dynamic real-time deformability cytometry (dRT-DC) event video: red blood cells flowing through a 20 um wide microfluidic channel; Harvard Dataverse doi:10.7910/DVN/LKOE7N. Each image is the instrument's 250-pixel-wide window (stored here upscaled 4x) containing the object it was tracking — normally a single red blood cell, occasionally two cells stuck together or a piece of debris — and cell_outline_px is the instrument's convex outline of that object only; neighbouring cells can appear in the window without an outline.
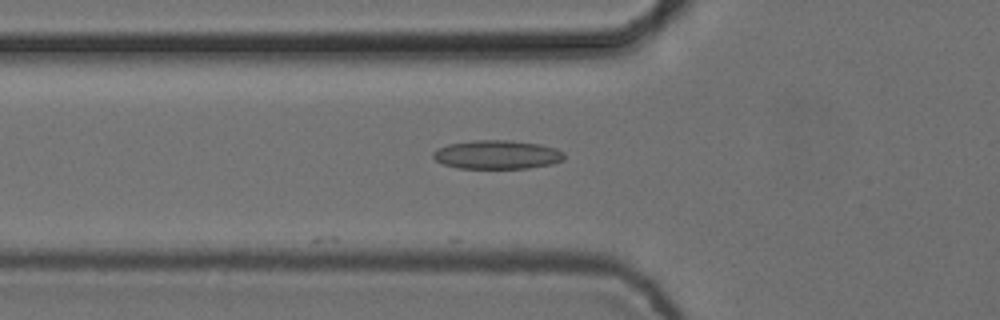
{"species": "common noctule bat (a hibernating species)", "species_latin": "Nyctalus noctula", "temperature_condition": "cold", "stored_images_in_passage": 6, "camera_frame_rate_fps": 3000, "um_per_image_px": 0.085, "animal": {"sex": "female", "body_mass_g": 24.6, "forearm_length_mm": 56.2}, "frame": {"image": 1, "passage_image": 6, "time_ms": 1.667, "image_size_px": [1000, 320], "cell_outline_px": [[564, 160], [552, 164], [528, 168], [456, 168], [444, 164], [436, 160], [432, 156], [432, 152], [436, 148], [448, 144], [472, 140], [512, 140], [540, 144], [556, 148], [564, 152]], "centroid_in_image_um": [42.25, 13.14], "position_along_channel_um": 83.6, "area_um2": 22.2}}